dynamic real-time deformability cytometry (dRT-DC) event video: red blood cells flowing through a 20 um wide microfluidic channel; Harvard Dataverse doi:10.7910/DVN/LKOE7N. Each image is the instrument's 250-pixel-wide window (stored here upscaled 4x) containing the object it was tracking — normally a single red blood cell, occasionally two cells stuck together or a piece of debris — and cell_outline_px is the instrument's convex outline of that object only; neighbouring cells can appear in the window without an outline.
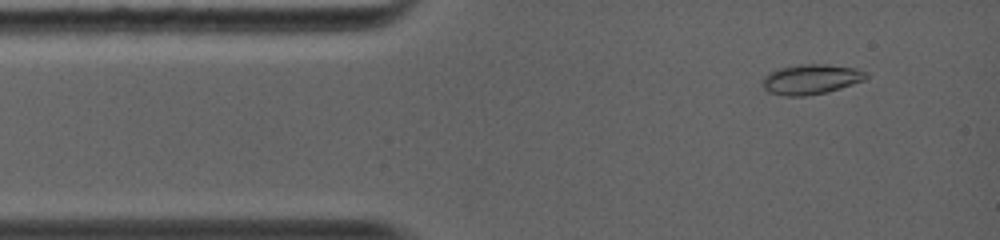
{"species": "common noctule bat (a hibernating species)", "species_latin": "Nyctalus noctula", "temperature_condition": "warm", "stored_images_in_passage": 3, "camera_frame_rate_fps": 5000, "um_per_image_px": 0.085, "animal": {"sex": "female", "body_mass_g": 19.0, "forearm_length_mm": 56.7}, "frame": {"image": 1, "passage_image": 1, "time_ms": 0.0, "image_size_px": [1000, 240], "cell_outline_px": [[868, 76], [864, 80], [828, 92], [804, 96], [784, 96], [768, 92], [764, 88], [764, 76], [768, 72], [780, 68], [800, 64], [828, 64], [856, 68], [864, 72]], "centroid_in_image_um": [68.92, 6.74], "position_along_channel_um": 16.1, "area_um2": 18.03}}
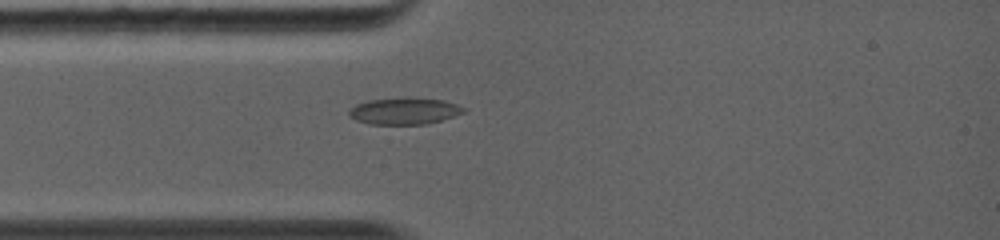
{"frame": {"image": 2, "passage_image": 3, "time_ms": 1.8, "image_size_px": [1000, 240], "cell_outline_px": [[464, 112], [440, 120], [424, 124], [368, 124], [356, 120], [348, 116], [348, 112], [356, 104], [368, 100], [404, 96], [408, 96], [444, 100], [456, 104], [464, 108]], "centroid_in_image_um": [34.32, 9.41], "position_along_channel_um": 50.7, "area_um2": 17.98}}